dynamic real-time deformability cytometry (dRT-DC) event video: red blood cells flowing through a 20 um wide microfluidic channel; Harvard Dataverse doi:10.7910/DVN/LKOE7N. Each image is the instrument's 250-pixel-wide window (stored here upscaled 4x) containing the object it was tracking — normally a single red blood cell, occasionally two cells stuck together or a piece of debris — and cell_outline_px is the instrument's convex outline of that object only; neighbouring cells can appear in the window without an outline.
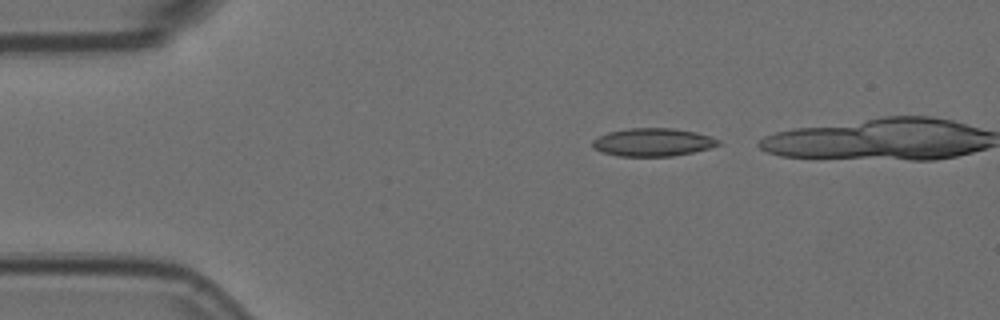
{"species": "Egyptian fruit bat (a non-hibernating species)", "species_latin": "Rousettus aegyptiacus", "temperature_condition": "room temperature", "stored_images_in_passage": 4, "camera_frame_rate_fps": 3000, "um_per_image_px": 0.085, "animal": {"sex": "female"}, "frame": {"image": 1, "passage_image": 1, "time_ms": 0.0, "image_size_px": [1000, 320], "cell_outline_px": [[720, 144], [708, 148], [692, 152], [672, 156], [616, 156], [592, 148], [592, 140], [608, 132], [628, 128], [672, 128], [696, 132], [712, 136], [720, 140]], "centroid_in_image_um": [55.49, 12.08], "position_along_channel_um": 29.5, "area_um2": 20.52}}